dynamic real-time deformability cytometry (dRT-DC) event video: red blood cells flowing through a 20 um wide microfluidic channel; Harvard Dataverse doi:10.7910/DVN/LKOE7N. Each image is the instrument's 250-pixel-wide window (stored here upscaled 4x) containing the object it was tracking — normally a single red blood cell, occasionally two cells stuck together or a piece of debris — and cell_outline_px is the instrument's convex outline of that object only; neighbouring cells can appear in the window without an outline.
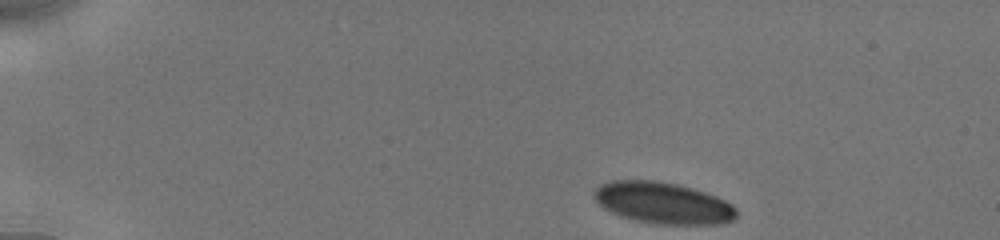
{"species": "human", "species_latin": "Homo sapiens", "temperature_condition": "cold", "stored_images_in_passage": 41, "camera_frame_rate_fps": 3000, "um_per_image_px": 0.085, "donor": {"sex": "male"}, "frame": {"image": 1, "passage_image": 1, "time_ms": 0.0, "image_size_px": [1000, 240], "cell_outline_px": [[736, 216], [732, 220], [720, 224], [660, 224], [636, 220], [620, 216], [604, 208], [596, 200], [592, 192], [600, 184], [612, 180], [656, 180], [676, 184], [692, 188], [716, 196], [732, 204], [736, 208]], "centroid_in_image_um": [56.34, 17.24], "position_along_channel_um": 28.7, "area_um2": 34.28}}
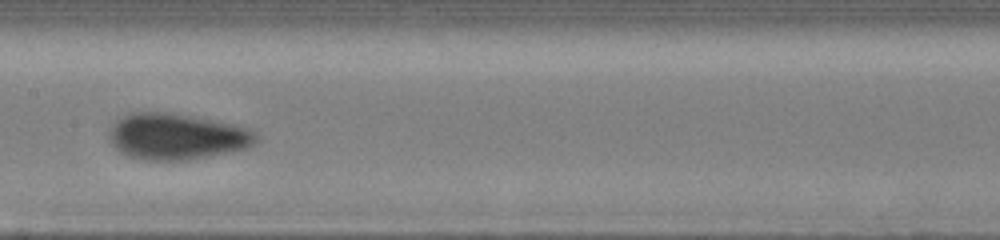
{"frame": {"image": 2, "passage_image": 22, "time_ms": 6.667, "image_size_px": [1000, 240], "cell_outline_px": [[256, 140], [248, 148], [188, 160], [144, 160], [128, 156], [120, 152], [112, 144], [108, 136], [116, 120], [128, 112], [172, 112], [232, 124], [248, 128], [256, 132]], "centroid_in_image_um": [14.99, 11.6], "position_along_channel_um": 192.4, "area_um2": 39.42}}
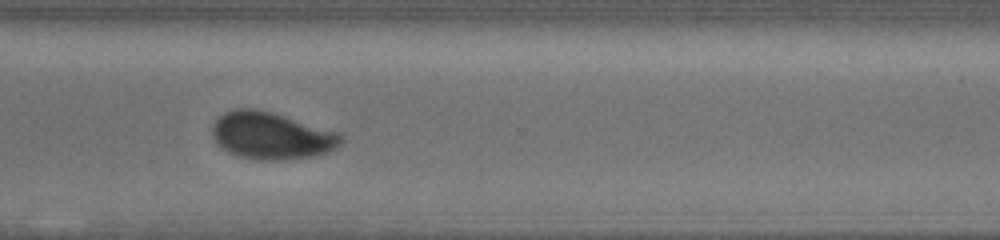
{"frame": {"image": 3, "passage_image": 40, "time_ms": 10.667, "image_size_px": [1000, 240], "cell_outline_px": [[344, 140], [340, 144], [324, 152], [312, 156], [284, 160], [260, 160], [240, 156], [228, 152], [212, 136], [212, 124], [224, 112], [236, 108], [256, 108], [272, 112], [340, 132], [344, 136]], "centroid_in_image_um": [23.07, 11.51], "position_along_channel_um": 347.5, "area_um2": 35.2}}